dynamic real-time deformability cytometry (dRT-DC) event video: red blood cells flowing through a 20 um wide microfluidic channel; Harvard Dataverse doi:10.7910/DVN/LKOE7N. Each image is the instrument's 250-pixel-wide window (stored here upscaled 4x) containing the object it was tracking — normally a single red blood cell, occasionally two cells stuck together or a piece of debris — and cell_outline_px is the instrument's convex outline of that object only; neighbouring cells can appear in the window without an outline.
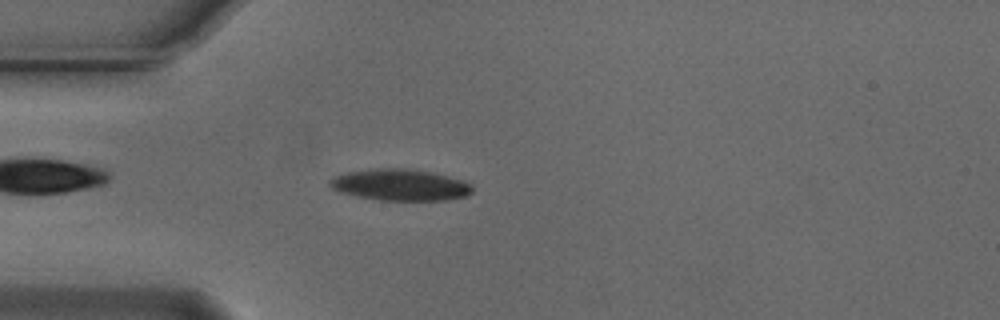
{"species": "Egyptian fruit bat (a non-hibernating species)", "species_latin": "Rousettus aegyptiacus", "temperature_condition": "cold", "stored_images_in_passage": 42, "camera_frame_rate_fps": 3000, "um_per_image_px": 0.085, "animal": {"sex": "male"}, "frame": {"image": 1, "passage_image": 6, "time_ms": 1.667, "image_size_px": [1000, 320], "cell_outline_px": [[472, 192], [468, 196], [448, 200], [380, 200], [356, 196], [340, 192], [332, 188], [328, 184], [328, 180], [332, 176], [348, 172], [372, 168], [404, 168], [432, 172], [464, 180], [472, 184]], "centroid_in_image_um": [34.01, 15.71], "position_along_channel_um": 51.0, "area_um2": 26.41}}
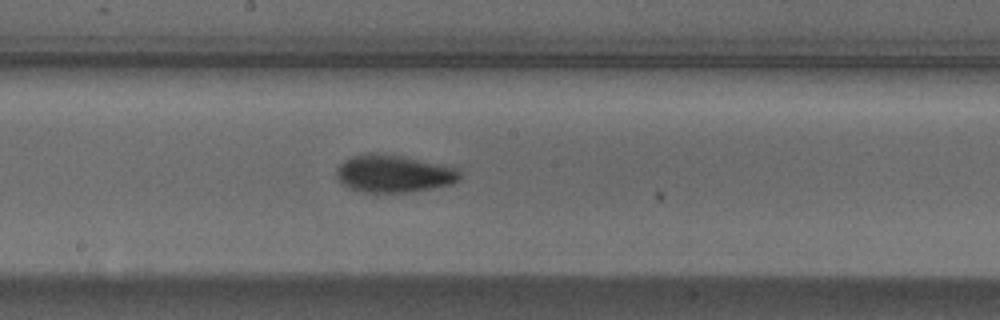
{"frame": {"image": 2, "passage_image": 20, "time_ms": 6.333, "image_size_px": [1000, 320], "cell_outline_px": [[460, 180], [452, 184], [412, 192], [364, 192], [352, 188], [344, 184], [336, 176], [336, 168], [344, 160], [352, 156], [368, 152], [372, 152], [400, 156], [456, 168], [460, 172]], "centroid_in_image_um": [33.45, 14.76], "position_along_channel_um": 214.8, "area_um2": 26.65}}
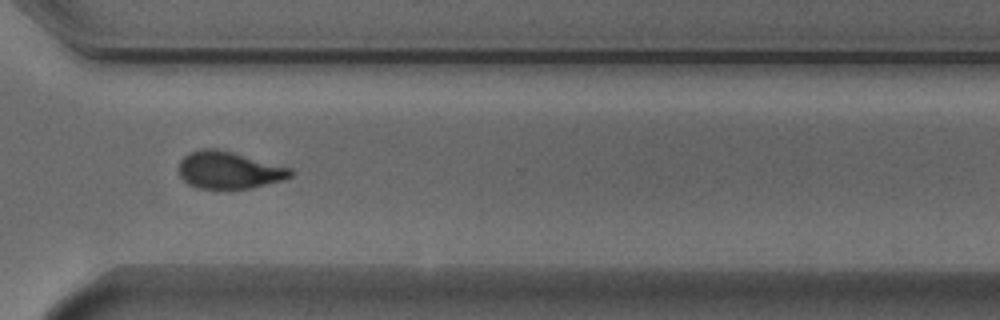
{"frame": {"image": 3, "passage_image": 31, "time_ms": 10.0, "image_size_px": [1000, 320], "cell_outline_px": [[292, 176], [284, 180], [252, 188], [200, 188], [188, 184], [180, 176], [180, 160], [188, 152], [200, 148], [216, 148], [232, 152], [292, 168]], "centroid_in_image_um": [19.47, 14.45], "position_along_channel_um": 351.1, "area_um2": 24.16}, "authors_computed_cell_mechanics": {"area_um2": 25.3742, "velocity_mm_per_s": 3.7246, "shape_relaxation_time_tau1_ms": 2.1714, "shape_relaxation_time_tau2_ms": 3.2679, "deformation_change_tau1": 0.1376, "deformation_change_tau2": 0.0872}}